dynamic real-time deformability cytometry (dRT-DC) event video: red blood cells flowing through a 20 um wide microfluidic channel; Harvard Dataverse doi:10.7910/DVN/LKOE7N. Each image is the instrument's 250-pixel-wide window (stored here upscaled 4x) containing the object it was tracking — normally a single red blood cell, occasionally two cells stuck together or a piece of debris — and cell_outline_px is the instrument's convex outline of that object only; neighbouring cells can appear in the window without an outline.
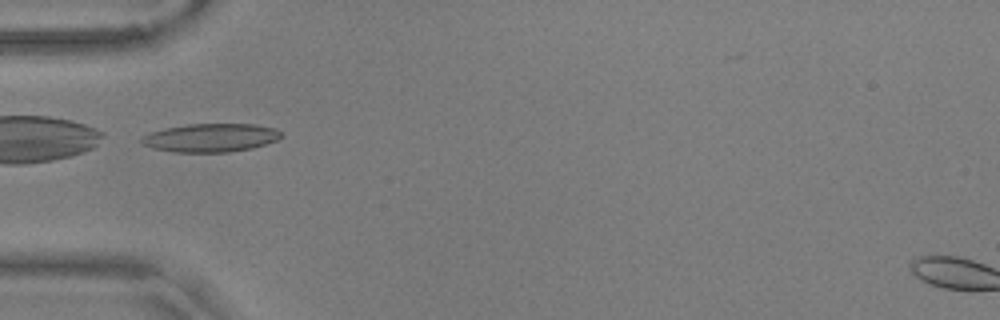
{"species": "common noctule bat (a hibernating species)", "species_latin": "Nyctalus noctula", "temperature_condition": "warm", "stored_images_in_passage": 33, "camera_frame_rate_fps": 3000, "um_per_image_px": 0.085, "animal": {"sex": "male", "body_mass_g": 17.9, "forearm_length_mm": 54.2}, "frame": {"image": 1, "passage_image": 1, "time_ms": 0.0, "image_size_px": [1000, 320], "cell_outline_px": [[280, 136], [276, 140], [252, 148], [228, 152], [172, 152], [152, 148], [144, 144], [140, 140], [144, 136], [152, 132], [164, 128], [188, 124], [256, 124], [276, 128], [280, 132]], "centroid_in_image_um": [17.9, 11.7], "position_along_channel_um": 67.1, "area_um2": 22.95}, "authors_computed_cell_mechanics": {"area_um2": 20.9236, "velocity_mm_per_s": 3.6323, "shape_relaxation_time_tau1_ms": 7.0859, "shape_relaxation_time_tau2_ms": 1.9685, "deformation_change_tau1": 0.1976, "deformation_change_tau2": 0.0817}}